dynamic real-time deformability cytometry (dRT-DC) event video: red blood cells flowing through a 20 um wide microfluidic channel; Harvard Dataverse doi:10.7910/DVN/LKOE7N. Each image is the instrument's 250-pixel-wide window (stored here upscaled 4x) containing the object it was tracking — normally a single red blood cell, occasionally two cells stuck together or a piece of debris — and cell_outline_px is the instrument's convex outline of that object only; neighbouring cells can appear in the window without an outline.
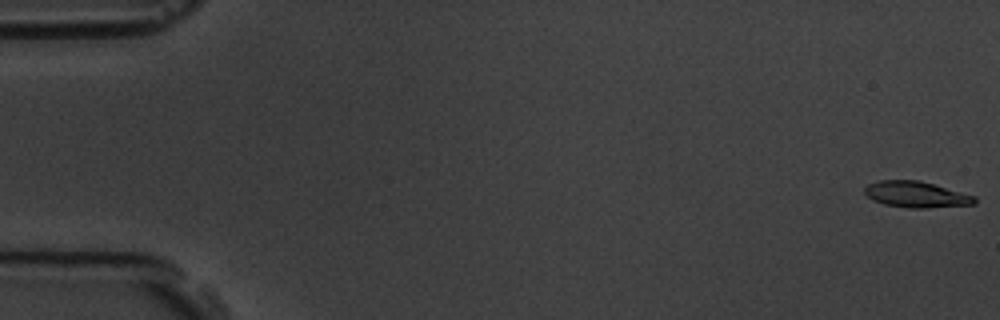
{"species": "common noctule bat (a hibernating species)", "species_latin": "Nyctalus noctula", "temperature_condition": "room temperature", "stored_images_in_passage": 58, "camera_frame_rate_fps": 3000, "um_per_image_px": 0.085, "animal": {"sex": "male", "body_mass_g": 19.5, "forearm_length_mm": 54.6}, "frame": {"image": 1, "passage_image": 1, "time_ms": 0.0, "image_size_px": [1000, 320], "cell_outline_px": [[976, 204], [928, 208], [908, 208], [884, 204], [872, 200], [864, 192], [864, 188], [868, 184], [880, 180], [920, 180], [976, 196]], "centroid_in_image_um": [77.88, 16.53], "position_along_channel_um": 7.1, "area_um2": 16.82}}
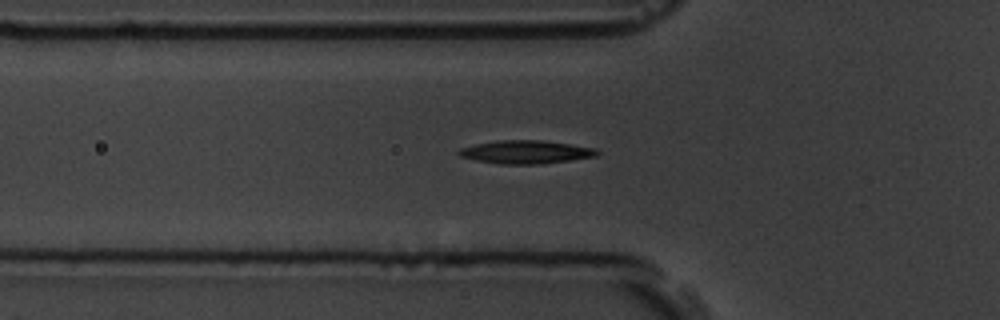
{"frame": {"image": 2, "passage_image": 20, "time_ms": 6.333, "image_size_px": [1000, 320], "cell_outline_px": [[600, 152], [596, 156], [540, 164], [500, 164], [476, 160], [460, 156], [456, 152], [460, 148], [476, 144], [500, 140], [540, 140], [596, 148]], "centroid_in_image_um": [44.67, 12.92], "position_along_channel_um": 81.1, "area_um2": 18.5}}
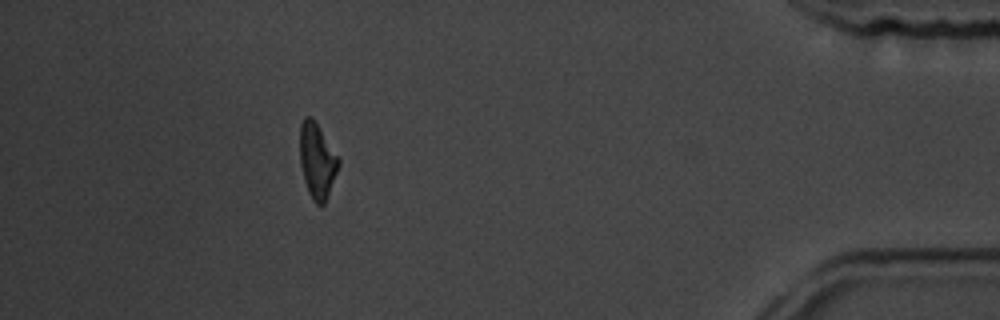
{"frame": {"image": 3, "passage_image": 52, "time_ms": 17.0, "image_size_px": [1000, 320], "cell_outline_px": [[340, 164], [324, 204], [316, 204], [312, 200], [308, 192], [304, 180], [300, 164], [300, 124], [304, 116], [312, 116], [340, 160]], "centroid_in_image_um": [26.94, 13.65], "position_along_channel_um": 408.3, "area_um2": 16.82}, "authors_computed_cell_mechanics": {"area_um2": 17.4556, "velocity_mm_per_s": 3.5605, "shape_relaxation_time_tau1_ms": 4.2775, "shape_relaxation_time_tau2_ms": 4.4011, "deformation_change_tau1": 0.142, "deformation_change_tau2": 0.1252}}